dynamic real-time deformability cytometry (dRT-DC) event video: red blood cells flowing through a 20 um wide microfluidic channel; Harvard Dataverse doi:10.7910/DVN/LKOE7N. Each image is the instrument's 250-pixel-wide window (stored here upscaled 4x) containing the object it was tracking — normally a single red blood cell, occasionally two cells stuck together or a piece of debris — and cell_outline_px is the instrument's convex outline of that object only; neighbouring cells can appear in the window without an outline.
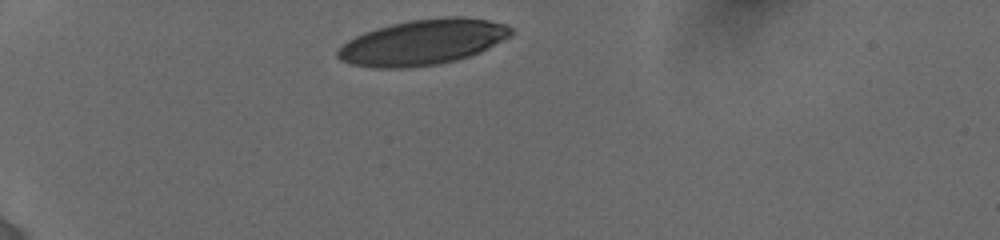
{"species": "human", "species_latin": "Homo sapiens", "temperature_condition": "cold", "stored_images_in_passage": 23, "camera_frame_rate_fps": 3000, "um_per_image_px": 0.085, "donor": {"sex": "female"}, "frame": {"image": 1, "passage_image": 1, "time_ms": 0.0, "image_size_px": [1000, 240], "cell_outline_px": [[512, 36], [480, 52], [456, 60], [436, 64], [408, 68], [376, 68], [352, 64], [340, 60], [336, 56], [336, 52], [348, 40], [364, 32], [376, 28], [408, 20], [448, 16], [460, 16], [488, 20], [504, 24], [512, 28]], "centroid_in_image_um": [35.94, 3.58], "position_along_channel_um": 49.1, "area_um2": 45.84}}
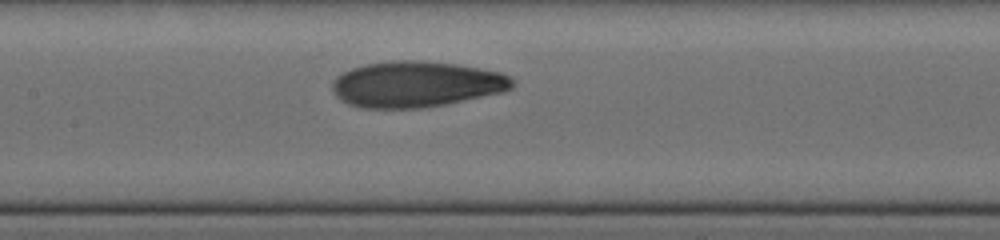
{"frame": {"image": 2, "passage_image": 14, "time_ms": 4.333, "image_size_px": [1000, 240], "cell_outline_px": [[516, 84], [512, 88], [504, 92], [424, 108], [360, 108], [348, 104], [340, 100], [332, 92], [332, 80], [336, 76], [352, 68], [364, 64], [392, 60], [412, 60], [456, 64], [480, 68], [500, 72], [512, 76], [516, 80]], "centroid_in_image_um": [35.38, 7.16], "position_along_channel_um": 172.0, "area_um2": 48.61}}
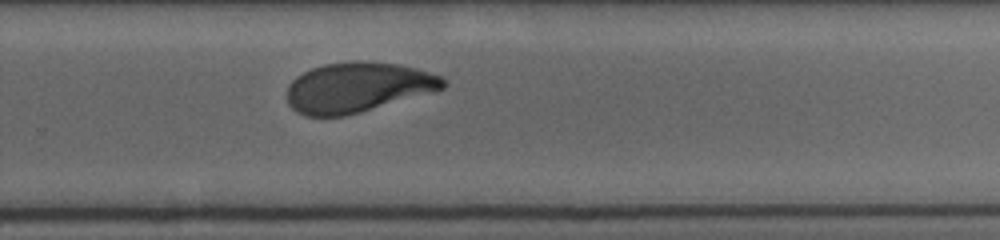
{"frame": {"image": 3, "passage_image": 23, "time_ms": 7.667, "image_size_px": [1000, 240], "cell_outline_px": [[448, 84], [444, 88], [436, 92], [360, 112], [344, 116], [304, 116], [296, 112], [288, 104], [288, 84], [296, 76], [312, 68], [324, 64], [352, 60], [364, 60], [400, 64], [416, 68], [440, 76], [448, 80]], "centroid_in_image_um": [30.44, 7.41], "position_along_channel_um": 299.4, "area_um2": 46.07}}